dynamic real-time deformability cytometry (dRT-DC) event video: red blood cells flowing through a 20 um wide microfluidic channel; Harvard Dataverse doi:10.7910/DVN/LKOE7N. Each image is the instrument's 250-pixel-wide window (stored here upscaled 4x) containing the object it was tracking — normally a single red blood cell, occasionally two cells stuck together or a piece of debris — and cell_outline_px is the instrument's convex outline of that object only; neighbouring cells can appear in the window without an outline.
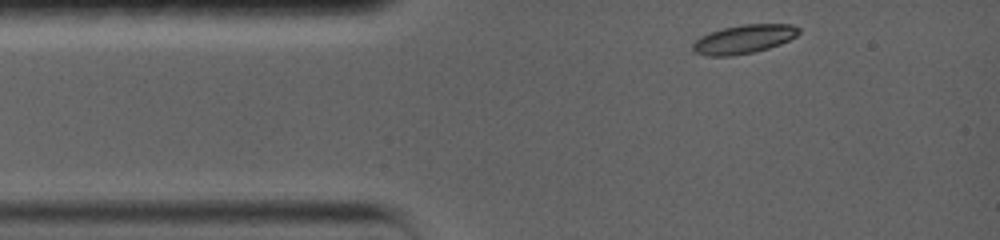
{"species": "common noctule bat (a hibernating species)", "species_latin": "Nyctalus noctula", "temperature_condition": "warm", "stored_images_in_passage": 18, "camera_frame_rate_fps": 5000, "um_per_image_px": 0.085, "animal": {"sex": "female", "body_mass_g": 19.0, "forearm_length_mm": 56.7}, "frame": {"image": 1, "passage_image": 1, "time_ms": 0.0, "image_size_px": [1000, 240], "cell_outline_px": [[800, 32], [796, 36], [780, 44], [768, 48], [752, 52], [732, 56], [708, 56], [692, 52], [692, 44], [700, 36], [724, 28], [740, 24], [792, 24], [800, 28]], "centroid_in_image_um": [63.21, 3.33], "position_along_channel_um": 21.8, "area_um2": 17.74}}
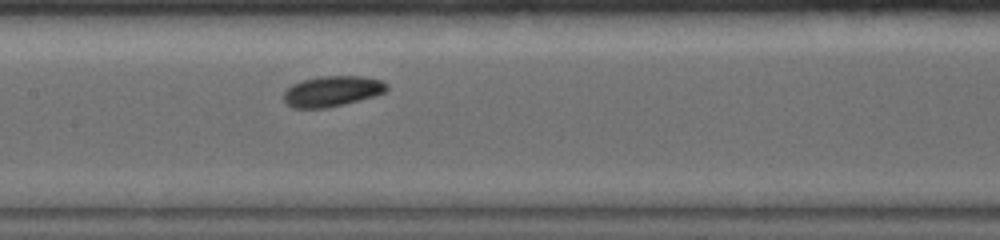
{"frame": {"image": 2, "passage_image": 8, "time_ms": 5.2, "image_size_px": [1000, 240], "cell_outline_px": [[388, 88], [384, 92], [376, 96], [328, 108], [292, 108], [284, 100], [284, 92], [292, 84], [300, 80], [320, 76], [364, 76], [380, 80], [388, 84]], "centroid_in_image_um": [28.24, 7.75], "position_along_channel_um": 179.2, "area_um2": 18.5}}
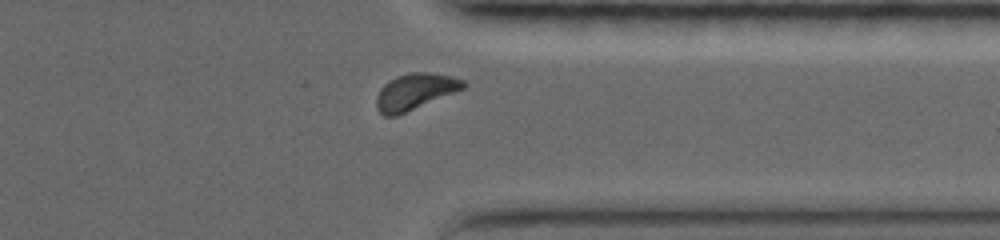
{"frame": {"image": 3, "passage_image": 16, "time_ms": 10.6, "image_size_px": [1000, 240], "cell_outline_px": [[468, 84], [464, 88], [396, 116], [384, 116], [376, 108], [376, 96], [380, 88], [388, 80], [396, 76], [408, 72], [428, 72], [452, 76], [464, 80]], "centroid_in_image_um": [35.25, 7.77], "position_along_channel_um": 376.2, "area_um2": 18.32}, "authors_computed_cell_mechanics": {"area_um2": 17.7157, "velocity_mm_per_s": 3.654, "shape_relaxation_time_tau1_ms": 1.1228, "shape_relaxation_time_tau2_ms": 8.8363, "deformation_change_tau1": 0.0719, "deformation_change_tau2": 0.1564}}